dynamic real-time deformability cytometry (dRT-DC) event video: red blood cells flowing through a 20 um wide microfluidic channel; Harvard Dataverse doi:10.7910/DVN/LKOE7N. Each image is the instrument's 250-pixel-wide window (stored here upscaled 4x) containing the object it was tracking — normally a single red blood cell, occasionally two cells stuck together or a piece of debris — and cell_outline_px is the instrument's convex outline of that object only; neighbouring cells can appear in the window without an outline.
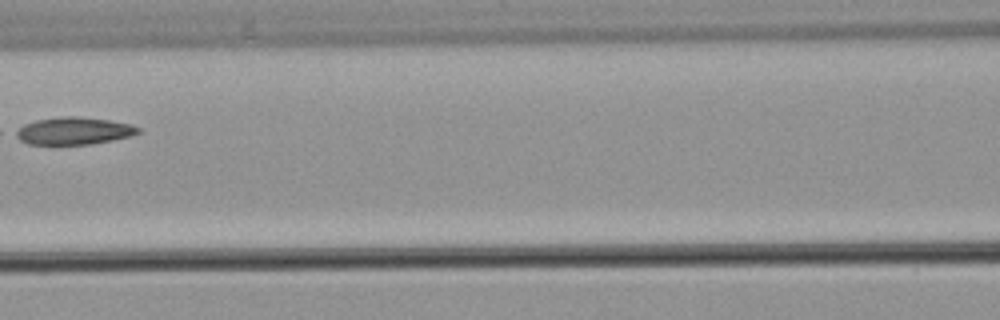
{"species": "common noctule bat (a hibernating species)", "species_latin": "Nyctalus noctula", "temperature_condition": "warm", "stored_images_in_passage": 4, "camera_frame_rate_fps": 3000, "um_per_image_px": 0.085, "animal": {"sex": "male", "body_mass_g": 21.5, "forearm_length_mm": 52.0}, "frame": {"image": 1, "passage_image": 4, "time_ms": 3.667, "image_size_px": [1000, 320], "cell_outline_px": [[140, 132], [132, 136], [92, 144], [28, 144], [20, 140], [12, 132], [24, 124], [36, 120], [64, 116], [80, 116], [108, 120], [132, 124], [140, 128]], "centroid_in_image_um": [6.27, 11.12], "position_along_channel_um": 160.3, "area_um2": 19.59}}